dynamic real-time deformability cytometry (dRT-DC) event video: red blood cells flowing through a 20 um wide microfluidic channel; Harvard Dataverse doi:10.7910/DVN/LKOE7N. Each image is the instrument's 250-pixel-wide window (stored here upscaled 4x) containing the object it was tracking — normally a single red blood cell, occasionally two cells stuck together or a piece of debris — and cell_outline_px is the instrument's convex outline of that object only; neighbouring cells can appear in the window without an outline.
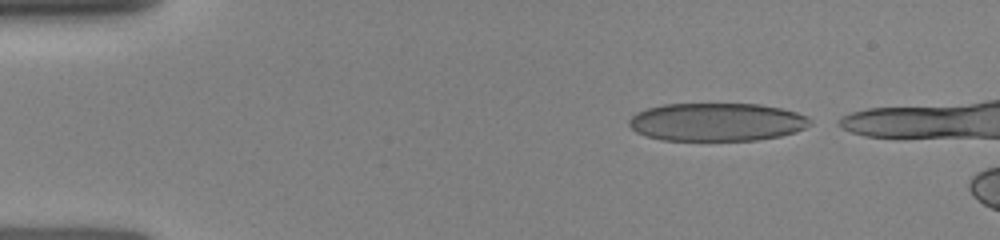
{"species": "human", "species_latin": "Homo sapiens", "temperature_condition": "room temperature", "stored_images_in_passage": 5, "camera_frame_rate_fps": 3000, "um_per_image_px": 0.085, "donor": {"sex": "female"}, "frame": {"image": 1, "passage_image": 1, "time_ms": 0.0, "image_size_px": [1000, 240], "cell_outline_px": [[812, 124], [796, 132], [780, 136], [756, 140], [660, 140], [644, 136], [636, 132], [628, 124], [628, 120], [636, 112], [648, 108], [664, 104], [760, 104], [780, 108], [796, 112], [808, 116], [812, 120]], "centroid_in_image_um": [60.92, 10.37], "position_along_channel_um": 24.1, "area_um2": 40.46}}